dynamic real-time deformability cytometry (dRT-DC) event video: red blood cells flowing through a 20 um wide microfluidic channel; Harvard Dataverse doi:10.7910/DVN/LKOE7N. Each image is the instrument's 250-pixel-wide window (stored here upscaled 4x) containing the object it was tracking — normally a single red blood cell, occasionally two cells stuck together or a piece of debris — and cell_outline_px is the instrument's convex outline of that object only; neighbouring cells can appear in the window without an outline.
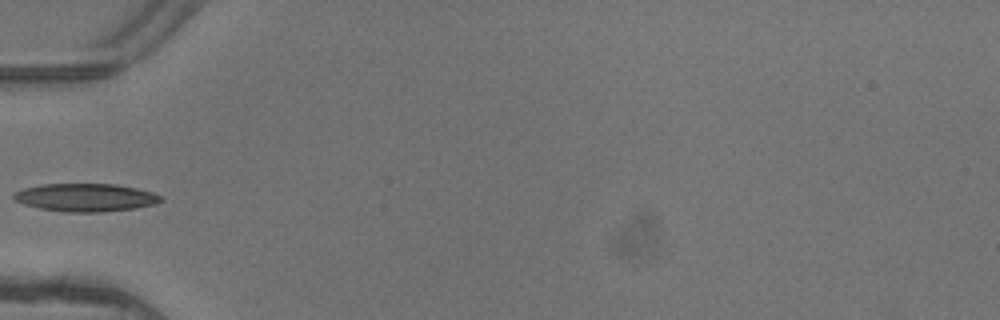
{"species": "common noctule bat (a hibernating species)", "species_latin": "Nyctalus noctula", "temperature_condition": "warm", "stored_images_in_passage": 7, "camera_frame_rate_fps": 3000, "um_per_image_px": 0.085, "animal": {"sex": "female"}, "frame": {"image": 1, "passage_image": 7, "time_ms": 2.0, "image_size_px": [1000, 320], "cell_outline_px": [[164, 200], [156, 204], [136, 208], [104, 212], [68, 212], [40, 208], [24, 204], [16, 200], [12, 196], [16, 192], [24, 188], [44, 184], [116, 184], [136, 188], [152, 192], [164, 196]], "centroid_in_image_um": [7.35, 16.79], "position_along_channel_um": 77.6, "area_um2": 23.99}}